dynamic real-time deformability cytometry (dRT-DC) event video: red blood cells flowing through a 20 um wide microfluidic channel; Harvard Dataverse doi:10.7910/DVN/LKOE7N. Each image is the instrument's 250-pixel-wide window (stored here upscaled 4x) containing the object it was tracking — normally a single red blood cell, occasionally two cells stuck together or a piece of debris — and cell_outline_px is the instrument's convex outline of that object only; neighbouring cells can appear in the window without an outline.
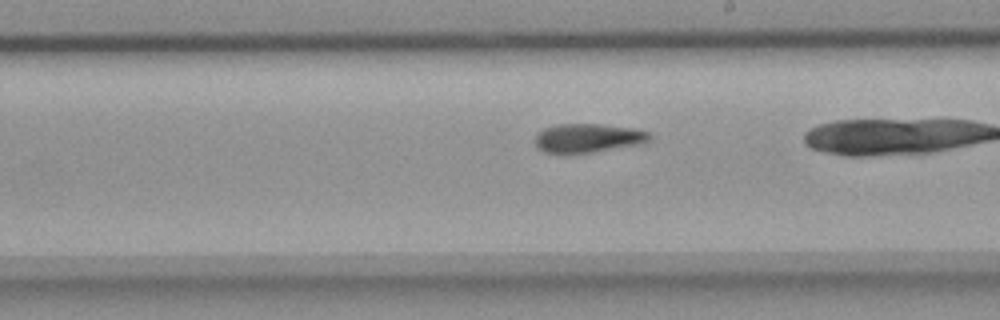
{"species": "common noctule bat (a hibernating species)", "species_latin": "Nyctalus noctula", "temperature_condition": "room temperature", "stored_images_in_passage": 28, "camera_frame_rate_fps": 3000, "um_per_image_px": 0.085, "animal": {"sex": "female", "body_mass_g": 18.4}, "frame": {"image": 1, "passage_image": 22, "time_ms": 7.0, "image_size_px": [1000, 320], "cell_outline_px": [[652, 140], [644, 144], [592, 152], [544, 152], [536, 148], [536, 136], [544, 128], [556, 124], [604, 124], [632, 128], [648, 132], [652, 136]], "centroid_in_image_um": [50.04, 11.72], "position_along_channel_um": 239.0, "area_um2": 19.25}}
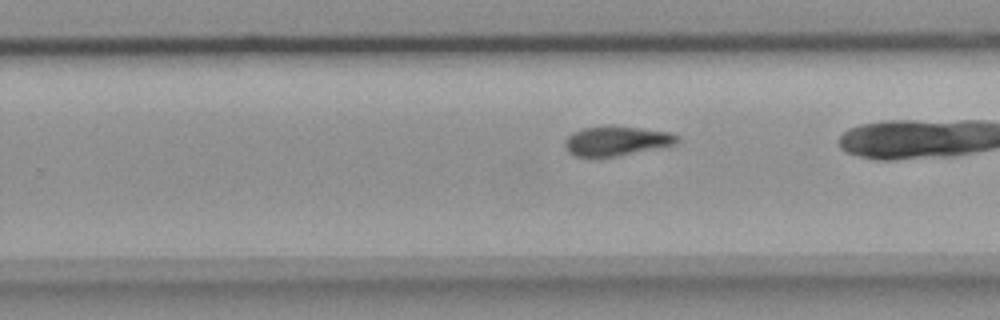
{"frame": {"image": 2, "passage_image": 25, "time_ms": 8.0, "image_size_px": [1000, 320], "cell_outline_px": [[680, 140], [676, 144], [660, 148], [616, 156], [576, 156], [568, 152], [564, 144], [564, 140], [572, 132], [580, 128], [608, 124], [640, 128], [668, 132], [676, 136]], "centroid_in_image_um": [52.37, 11.95], "position_along_channel_um": 277.4, "area_um2": 19.54}}